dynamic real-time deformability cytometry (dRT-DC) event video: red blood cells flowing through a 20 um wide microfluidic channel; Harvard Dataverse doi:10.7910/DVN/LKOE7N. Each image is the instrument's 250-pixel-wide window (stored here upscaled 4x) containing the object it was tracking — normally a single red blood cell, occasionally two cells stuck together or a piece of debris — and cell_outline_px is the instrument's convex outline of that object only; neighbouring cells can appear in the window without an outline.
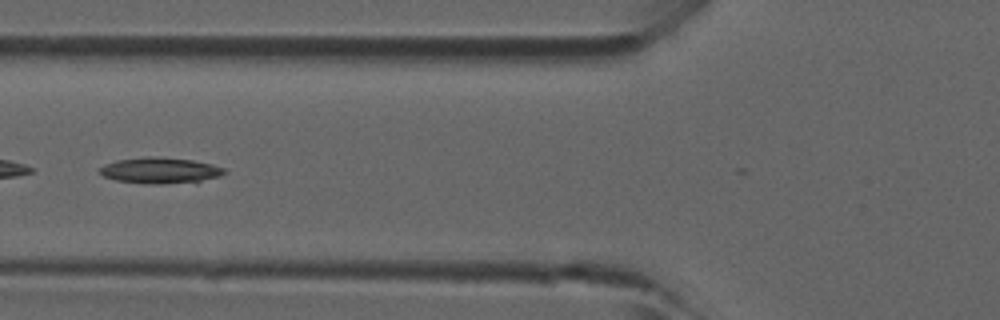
{"species": "common noctule bat (a hibernating species)", "species_latin": "Nyctalus noctula", "temperature_condition": "room temperature", "stored_images_in_passage": 6, "camera_frame_rate_fps": 3000, "um_per_image_px": 0.085, "animal": {"sex": "male", "forearm_length_mm": 52.5}, "frame": {"image": 1, "passage_image": 5, "time_ms": 1.333, "image_size_px": [1000, 320], "cell_outline_px": [[228, 172], [220, 176], [196, 184], [152, 184], [116, 180], [104, 176], [96, 172], [104, 164], [116, 160], [148, 156], [192, 160], [212, 164], [224, 168]], "centroid_in_image_um": [13.67, 14.51], "position_along_channel_um": 112.1, "area_um2": 19.36}}
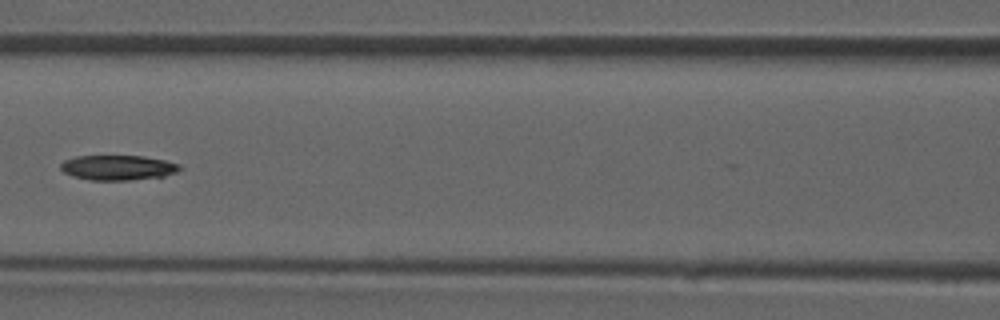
{"frame": {"image": 2, "passage_image": 6, "time_ms": 1.667, "image_size_px": [1000, 320], "cell_outline_px": [[180, 168], [176, 172], [164, 176], [128, 180], [88, 180], [72, 176], [64, 172], [60, 168], [60, 164], [64, 160], [76, 156], [144, 156], [164, 160], [180, 164]], "centroid_in_image_um": [9.99, 14.25], "position_along_channel_um": 156.6, "area_um2": 17.28}}